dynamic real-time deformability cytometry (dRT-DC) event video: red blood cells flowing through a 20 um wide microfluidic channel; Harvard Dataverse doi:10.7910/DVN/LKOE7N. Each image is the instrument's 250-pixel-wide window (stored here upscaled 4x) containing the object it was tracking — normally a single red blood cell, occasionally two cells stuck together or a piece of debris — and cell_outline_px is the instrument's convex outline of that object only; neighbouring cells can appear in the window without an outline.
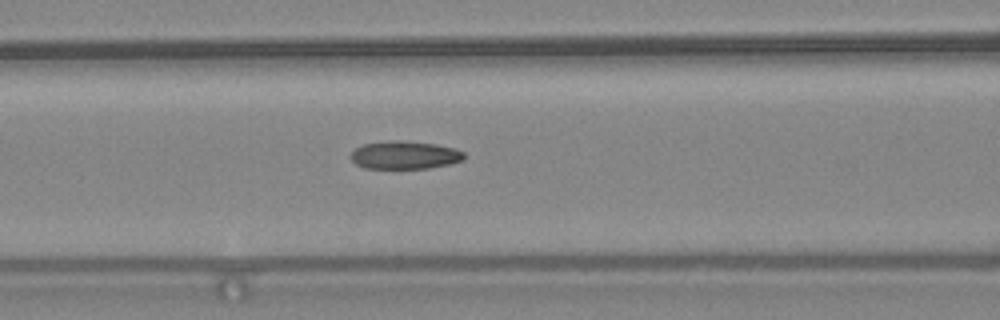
{"species": "common noctule bat (a hibernating species)", "species_latin": "Nyctalus noctula", "temperature_condition": "warm", "stored_images_in_passage": 19, "camera_frame_rate_fps": 3000, "um_per_image_px": 0.085, "animal": {"sex": "female", "body_mass_g": 24.6, "forearm_length_mm": 56.2}, "frame": {"image": 1, "passage_image": 4, "time_ms": 1.0, "image_size_px": [1000, 320], "cell_outline_px": [[464, 160], [452, 164], [428, 168], [364, 168], [356, 164], [348, 156], [356, 148], [364, 144], [384, 140], [404, 140], [436, 144], [456, 148], [464, 152]], "centroid_in_image_um": [34.41, 13.17], "position_along_channel_um": 132.2, "area_um2": 18.79}}
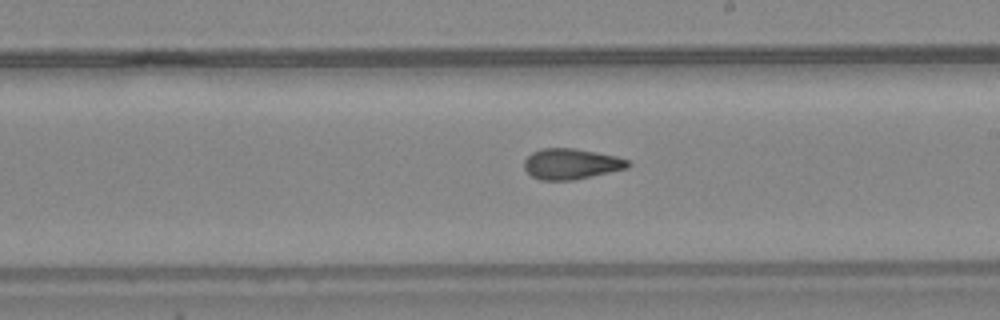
{"frame": {"image": 2, "passage_image": 12, "time_ms": 3.667, "image_size_px": [1000, 320], "cell_outline_px": [[632, 164], [628, 168], [572, 180], [540, 180], [532, 176], [524, 168], [524, 160], [532, 152], [540, 148], [576, 148], [616, 156], [628, 160]], "centroid_in_image_um": [48.54, 13.92], "position_along_channel_um": 240.5, "area_um2": 18.55}}
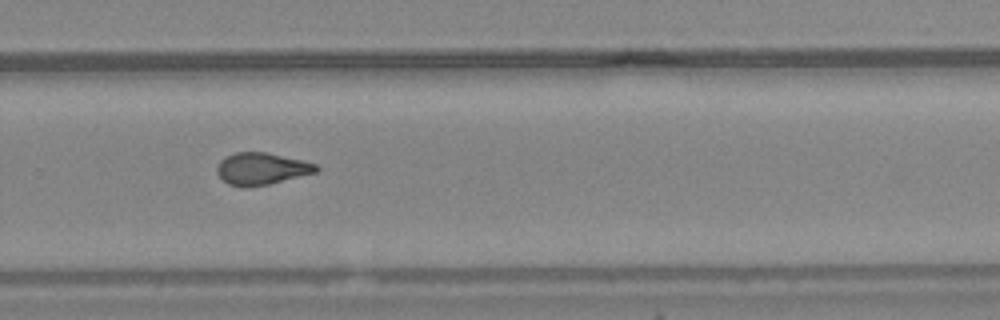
{"frame": {"image": 3, "passage_image": 17, "time_ms": 5.333, "image_size_px": [1000, 320], "cell_outline_px": [[320, 168], [316, 172], [268, 184], [248, 188], [240, 188], [228, 184], [216, 172], [216, 168], [220, 160], [224, 156], [236, 152], [268, 152], [304, 160], [316, 164]], "centroid_in_image_um": [22.21, 14.34], "position_along_channel_um": 307.6, "area_um2": 18.73}}